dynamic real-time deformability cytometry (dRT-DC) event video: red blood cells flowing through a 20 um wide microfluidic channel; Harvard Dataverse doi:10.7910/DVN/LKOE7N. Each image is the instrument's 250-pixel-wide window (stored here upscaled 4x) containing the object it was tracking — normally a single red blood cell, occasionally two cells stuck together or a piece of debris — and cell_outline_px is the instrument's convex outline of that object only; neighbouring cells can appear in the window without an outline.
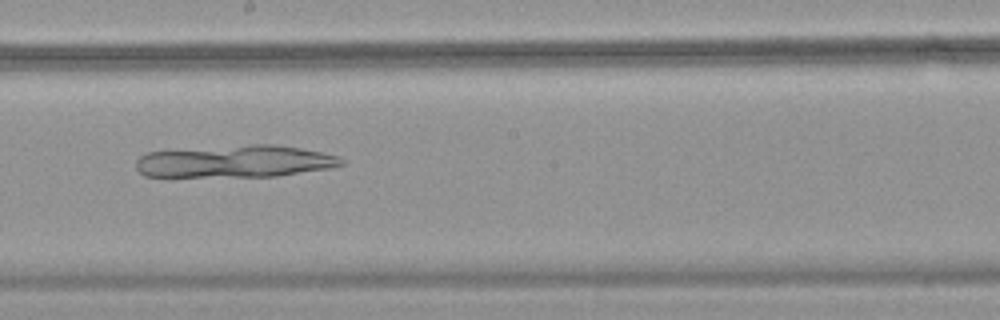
{"species": "common noctule bat (a hibernating species)", "species_latin": "Nyctalus noctula", "temperature_condition": "warm", "stored_images_in_passage": 53, "camera_frame_rate_fps": 3000, "um_per_image_px": 0.085, "animal": {"sex": "female", "body_mass_g": 18.4}, "frame": {"image": 1, "passage_image": 30, "time_ms": 9.667, "image_size_px": [1000, 320], "cell_outline_px": [[344, 164], [332, 168], [276, 176], [144, 176], [136, 168], [136, 160], [140, 156], [148, 152], [252, 144], [272, 144], [300, 148], [340, 156], [344, 160]], "centroid_in_image_um": [20.03, 13.72], "position_along_channel_um": 228.2, "area_um2": 38.26}}
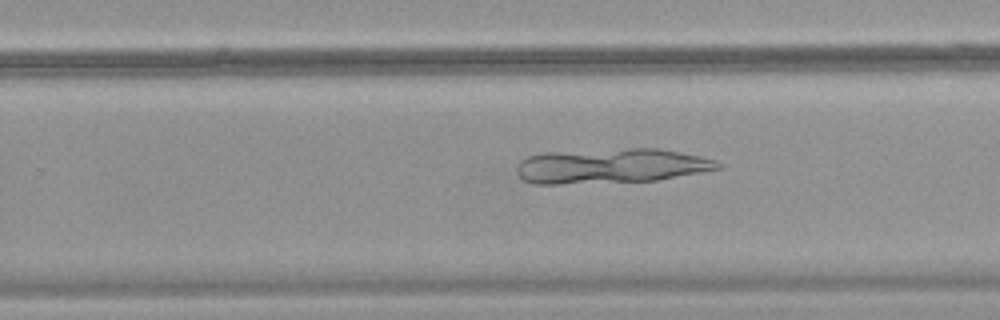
{"frame": {"image": 2, "passage_image": 34, "time_ms": 11.0, "image_size_px": [1000, 320], "cell_outline_px": [[724, 164], [720, 168], [700, 172], [656, 180], [560, 184], [532, 184], [524, 180], [516, 172], [516, 164], [520, 160], [528, 156], [544, 152], [632, 148], [660, 148], [700, 156], [716, 160]], "centroid_in_image_um": [51.9, 14.09], "position_along_channel_um": 277.9, "area_um2": 40.98}}
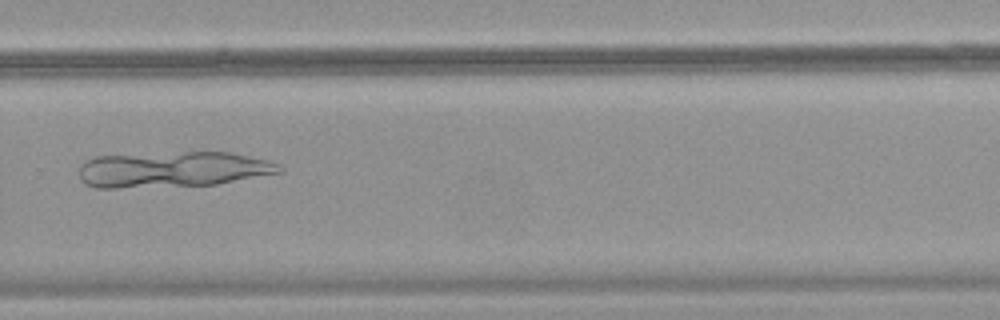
{"frame": {"image": 3, "passage_image": 37, "time_ms": 12.0, "image_size_px": [1000, 320], "cell_outline_px": [[284, 172], [216, 184], [116, 188], [96, 188], [84, 184], [80, 180], [80, 164], [84, 160], [96, 156], [184, 152], [232, 152], [268, 160], [280, 164], [284, 168]], "centroid_in_image_um": [14.69, 14.4], "position_along_channel_um": 315.1, "area_um2": 41.96}}